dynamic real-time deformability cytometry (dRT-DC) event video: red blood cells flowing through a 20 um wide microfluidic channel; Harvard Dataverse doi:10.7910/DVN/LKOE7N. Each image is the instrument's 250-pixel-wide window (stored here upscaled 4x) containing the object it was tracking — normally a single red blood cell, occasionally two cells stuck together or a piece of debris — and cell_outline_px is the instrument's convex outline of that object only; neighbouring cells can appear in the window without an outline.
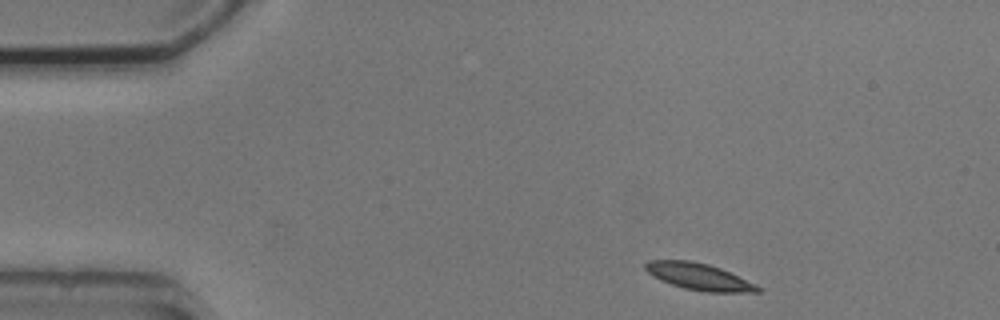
{"species": "common noctule bat (a hibernating species)", "species_latin": "Nyctalus noctula", "temperature_condition": "cold", "stored_images_in_passage": 4, "camera_frame_rate_fps": 3000, "um_per_image_px": 0.085, "animal": {"sex": "male", "body_mass_g": 20.5, "forearm_length_mm": 52.5}, "frame": {"image": 1, "passage_image": 1, "time_ms": 0.0, "image_size_px": [1000, 320], "cell_outline_px": [[764, 292], [708, 292], [684, 288], [660, 280], [648, 272], [644, 268], [644, 264], [648, 260], [692, 260], [708, 264], [720, 268], [756, 284], [764, 288]], "centroid_in_image_um": [59.44, 23.51], "position_along_channel_um": 25.6, "area_um2": 17.51}}